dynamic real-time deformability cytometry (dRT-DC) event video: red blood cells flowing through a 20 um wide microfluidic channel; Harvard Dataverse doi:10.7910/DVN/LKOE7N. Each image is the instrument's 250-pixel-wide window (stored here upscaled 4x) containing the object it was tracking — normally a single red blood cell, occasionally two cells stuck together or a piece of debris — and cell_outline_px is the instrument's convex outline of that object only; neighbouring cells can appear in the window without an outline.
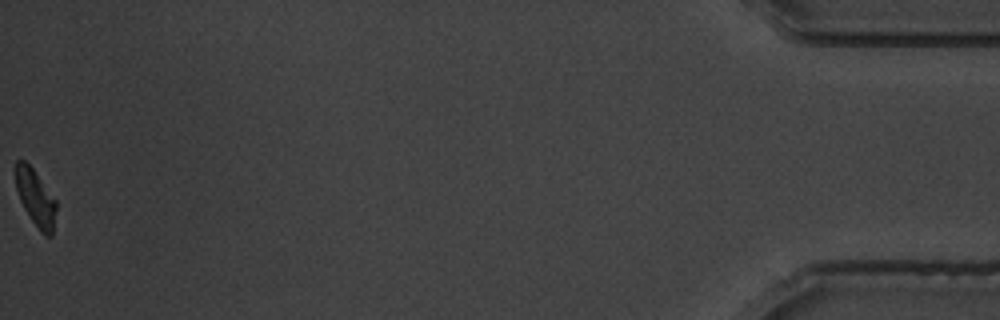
{"species": "common noctule bat (a hibernating species)", "species_latin": "Nyctalus noctula", "temperature_condition": "warm", "stored_images_in_passage": 61, "camera_frame_rate_fps": 3000, "um_per_image_px": 0.085, "animal": {"sex": "male", "body_mass_g": 19.5, "forearm_length_mm": 54.6}, "frame": {"image": 1, "passage_image": 61, "time_ms": 20.0, "image_size_px": [1000, 320], "cell_outline_px": [[56, 208], [52, 236], [44, 236], [40, 232], [24, 208], [20, 200], [16, 188], [16, 160], [24, 160], [32, 168], [56, 200]], "centroid_in_image_um": [3.03, 16.84], "position_along_channel_um": 432.2, "area_um2": 13.12}, "authors_computed_cell_mechanics": {"area_um2": 15.028, "velocity_mm_per_s": 3.4358, "shape_relaxation_time_tau1_ms": 3.5697, "shape_relaxation_time_tau2_ms": 3.1234, "deformation_change_tau1": 0.1683, "deformation_change_tau2": 0.0631}}